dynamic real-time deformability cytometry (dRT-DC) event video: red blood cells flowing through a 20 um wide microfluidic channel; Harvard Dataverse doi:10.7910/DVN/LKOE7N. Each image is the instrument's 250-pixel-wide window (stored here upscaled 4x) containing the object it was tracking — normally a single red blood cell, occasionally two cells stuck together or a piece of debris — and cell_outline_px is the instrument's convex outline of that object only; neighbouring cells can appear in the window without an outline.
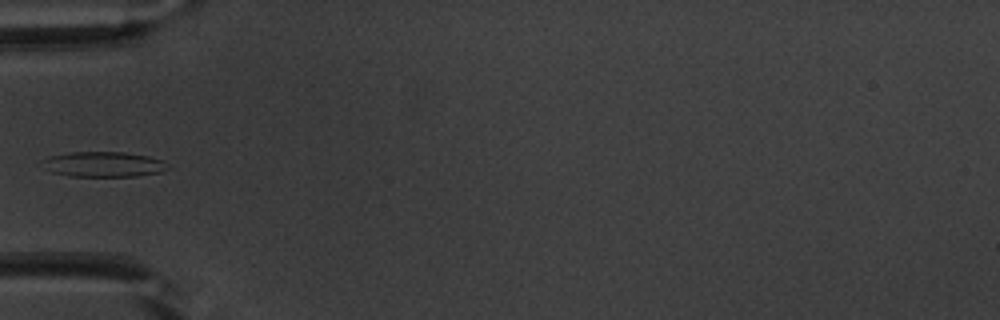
{"species": "common noctule bat (a hibernating species)", "species_latin": "Nyctalus noctula", "temperature_condition": "warm", "stored_images_in_passage": 35, "camera_frame_rate_fps": 3000, "um_per_image_px": 0.085, "animal": {"sex": "male", "body_mass_g": 20.1, "forearm_length_mm": 53.5}, "frame": {"image": 1, "passage_image": 1, "time_ms": 0.0, "image_size_px": [1000, 320], "cell_outline_px": [[168, 168], [160, 172], [136, 176], [68, 176], [52, 172], [48, 168], [44, 160], [48, 156], [72, 152], [124, 152], [148, 156], [164, 160]], "centroid_in_image_um": [8.85, 13.96], "position_along_channel_um": 76.2, "area_um2": 18.15}}
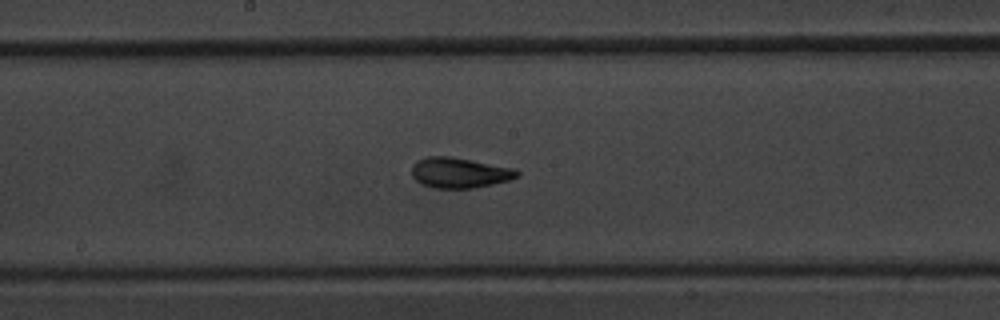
{"frame": {"image": 2, "passage_image": 11, "time_ms": 3.333, "image_size_px": [1000, 320], "cell_outline_px": [[520, 176], [508, 180], [492, 184], [472, 188], [432, 188], [420, 184], [412, 176], [412, 164], [416, 160], [428, 156], [452, 156], [516, 168], [520, 172]], "centroid_in_image_um": [39.05, 14.67], "position_along_channel_um": 209.1, "area_um2": 18.96}}
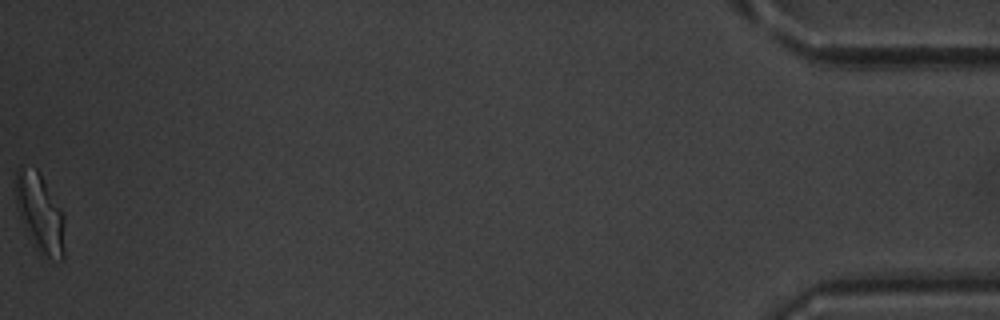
{"frame": {"image": 3, "passage_image": 35, "time_ms": 11.333, "image_size_px": [1000, 320], "cell_outline_px": [[64, 260], [44, 260], [40, 256], [24, 228], [16, 204], [16, 172], [20, 164], [36, 168], [40, 172], [60, 208], [64, 216]], "centroid_in_image_um": [3.4, 18.15], "position_along_channel_um": 431.8, "area_um2": 22.95}}